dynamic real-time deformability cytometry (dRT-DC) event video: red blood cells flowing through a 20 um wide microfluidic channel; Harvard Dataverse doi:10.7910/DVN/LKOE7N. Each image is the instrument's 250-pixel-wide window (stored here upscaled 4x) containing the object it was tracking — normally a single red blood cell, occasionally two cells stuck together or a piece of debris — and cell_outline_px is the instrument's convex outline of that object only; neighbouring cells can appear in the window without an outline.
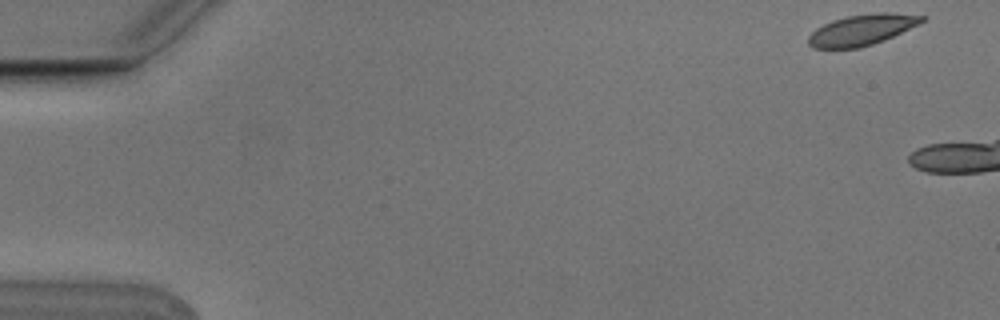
{"species": "Egyptian fruit bat (a non-hibernating species)", "species_latin": "Rousettus aegyptiacus", "temperature_condition": "cold", "stored_images_in_passage": 4, "camera_frame_rate_fps": 3000, "um_per_image_px": 0.085, "animal": {"sex": "male"}, "frame": {"image": 1, "passage_image": 1, "time_ms": 0.0, "image_size_px": [1000, 320], "cell_outline_px": [[928, 16], [924, 20], [884, 40], [860, 48], [812, 48], [808, 44], [808, 36], [816, 28], [832, 20], [848, 16], [880, 12], [888, 12]], "centroid_in_image_um": [73.21, 2.54], "position_along_channel_um": 11.8, "area_um2": 20.11}}